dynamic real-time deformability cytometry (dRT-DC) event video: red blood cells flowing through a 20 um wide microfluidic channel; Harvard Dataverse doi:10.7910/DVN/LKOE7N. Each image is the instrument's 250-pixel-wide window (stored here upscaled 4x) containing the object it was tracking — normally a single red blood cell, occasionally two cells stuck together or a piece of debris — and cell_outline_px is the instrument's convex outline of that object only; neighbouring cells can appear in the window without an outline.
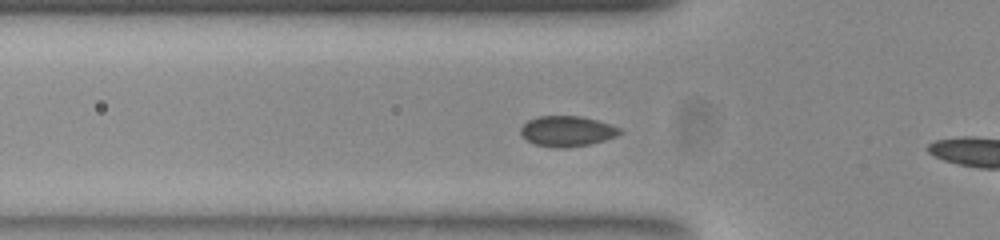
{"species": "common noctule bat (a hibernating species)", "species_latin": "Nyctalus noctula", "temperature_condition": "room temperature", "stored_images_in_passage": 16, "camera_frame_rate_fps": 3000, "um_per_image_px": 0.085, "animal": {"sex": "female", "body_mass_g": 23.0, "forearm_length_mm": 53.4}, "frame": {"image": 1, "passage_image": 4, "time_ms": 1.0, "image_size_px": [1000, 240], "cell_outline_px": [[624, 132], [616, 136], [592, 144], [568, 148], [556, 148], [536, 144], [528, 140], [520, 132], [520, 128], [528, 120], [536, 116], [580, 116], [612, 124], [620, 128]], "centroid_in_image_um": [48.24, 11.15], "position_along_channel_um": 77.6, "area_um2": 17.69}}
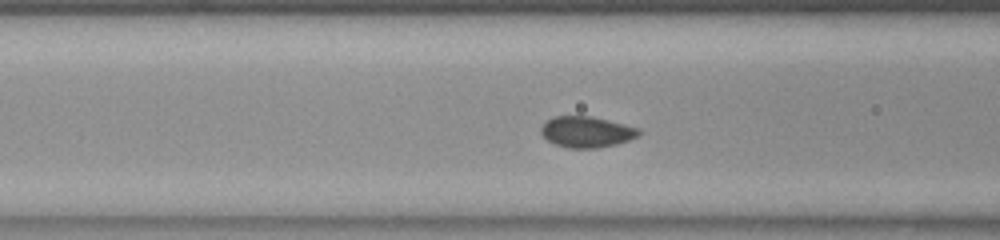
{"frame": {"image": 2, "passage_image": 7, "time_ms": 2.0, "image_size_px": [1000, 240], "cell_outline_px": [[640, 132], [636, 136], [628, 140], [616, 144], [596, 148], [568, 148], [556, 144], [548, 140], [540, 132], [540, 128], [544, 120], [552, 116], [592, 116], [640, 128]], "centroid_in_image_um": [49.81, 11.19], "position_along_channel_um": 116.8, "area_um2": 17.69}}
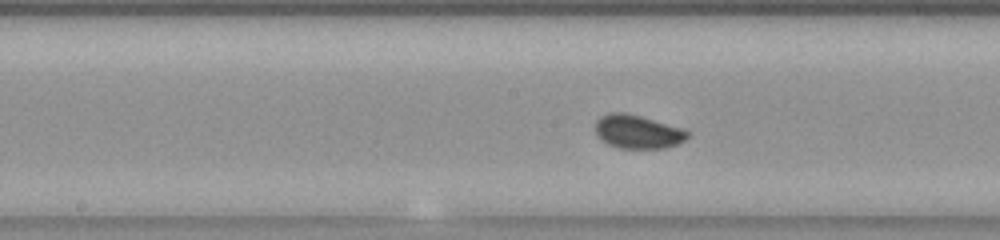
{"frame": {"image": 3, "passage_image": 13, "time_ms": 4.0, "image_size_px": [1000, 240], "cell_outline_px": [[688, 136], [684, 140], [676, 144], [664, 148], [620, 148], [608, 144], [596, 132], [596, 120], [600, 116], [608, 112], [624, 112], [640, 116], [684, 128], [688, 132]], "centroid_in_image_um": [54.2, 11.18], "position_along_channel_um": 194.0, "area_um2": 17.86}}